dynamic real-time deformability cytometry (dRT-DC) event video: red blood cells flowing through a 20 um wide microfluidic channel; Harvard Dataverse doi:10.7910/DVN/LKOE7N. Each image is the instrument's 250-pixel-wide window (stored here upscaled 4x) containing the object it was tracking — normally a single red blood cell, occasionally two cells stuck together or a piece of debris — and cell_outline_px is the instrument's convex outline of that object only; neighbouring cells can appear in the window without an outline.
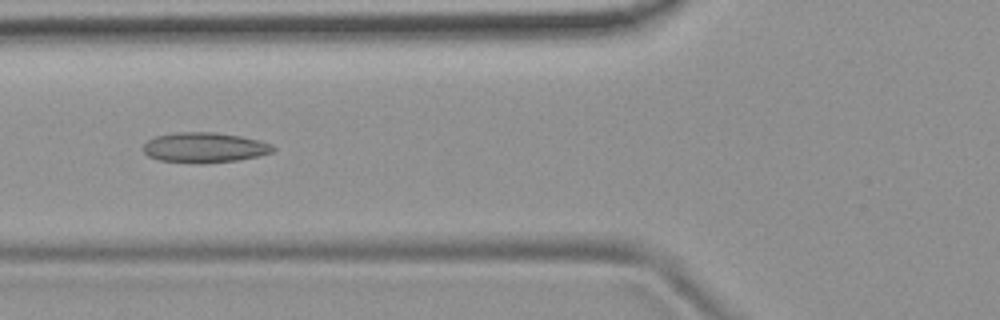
{"species": "common noctule bat (a hibernating species)", "species_latin": "Nyctalus noctula", "temperature_condition": "room temperature", "stored_images_in_passage": 10, "camera_frame_rate_fps": 3000, "um_per_image_px": 0.085, "animal": {"sex": "female", "body_mass_g": 19.9}, "frame": {"image": 1, "passage_image": 10, "time_ms": 3.0, "image_size_px": [1000, 320], "cell_outline_px": [[276, 148], [272, 152], [240, 160], [204, 164], [196, 164], [160, 160], [148, 156], [144, 152], [144, 144], [148, 140], [156, 136], [172, 132], [216, 132], [240, 136], [260, 140], [272, 144]], "centroid_in_image_um": [17.39, 12.54], "position_along_channel_um": 108.4, "area_um2": 23.06}}